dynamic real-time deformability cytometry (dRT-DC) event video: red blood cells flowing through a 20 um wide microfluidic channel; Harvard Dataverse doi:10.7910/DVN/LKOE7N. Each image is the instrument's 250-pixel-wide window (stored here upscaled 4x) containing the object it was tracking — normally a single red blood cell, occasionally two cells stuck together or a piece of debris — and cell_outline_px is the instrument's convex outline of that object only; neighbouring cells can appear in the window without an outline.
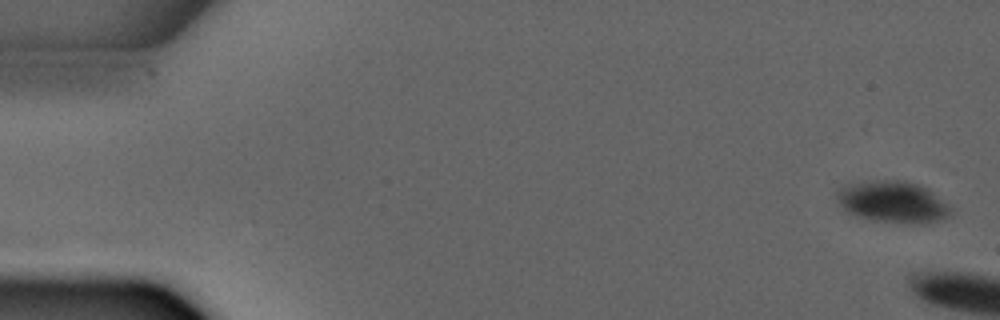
{"species": "common noctule bat (a hibernating species)", "species_latin": "Nyctalus noctula", "temperature_condition": "warm", "stored_images_in_passage": 3, "camera_frame_rate_fps": 3000, "um_per_image_px": 0.085, "animal": {"sex": "male", "forearm_length_mm": 52.5}, "frame": {"image": 1, "passage_image": 1, "time_ms": 0.0, "image_size_px": [1000, 320], "cell_outline_px": [[956, 208], [948, 216], [936, 220], [920, 224], [872, 220], [856, 216], [848, 212], [836, 200], [836, 192], [844, 184], [860, 180], [904, 180], [920, 184], [928, 188]], "centroid_in_image_um": [75.9, 17.13], "position_along_channel_um": 9.1, "area_um2": 28.26}}